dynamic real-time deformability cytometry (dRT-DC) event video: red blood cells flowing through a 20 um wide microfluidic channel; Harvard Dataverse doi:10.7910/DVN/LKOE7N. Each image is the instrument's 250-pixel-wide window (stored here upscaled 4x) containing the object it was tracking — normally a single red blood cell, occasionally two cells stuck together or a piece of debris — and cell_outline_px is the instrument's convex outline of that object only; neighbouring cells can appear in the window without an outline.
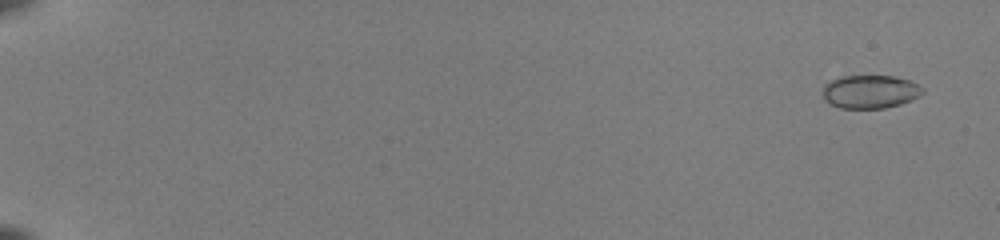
{"species": "common noctule bat (a hibernating species)", "species_latin": "Nyctalus noctula", "temperature_condition": "room temperature", "stored_images_in_passage": 54, "camera_frame_rate_fps": 3000, "um_per_image_px": 0.085, "animal": {"sex": "female", "body_mass_g": 22.0, "forearm_length_mm": 56.7}, "frame": {"image": 1, "passage_image": 3, "time_ms": 0.667, "image_size_px": [1000, 240], "cell_outline_px": [[924, 92], [920, 96], [912, 100], [900, 104], [884, 108], [840, 108], [832, 104], [824, 96], [824, 84], [840, 76], [896, 76], [908, 80], [924, 88]], "centroid_in_image_um": [74.01, 7.79], "position_along_channel_um": 11.0, "area_um2": 19.25}}
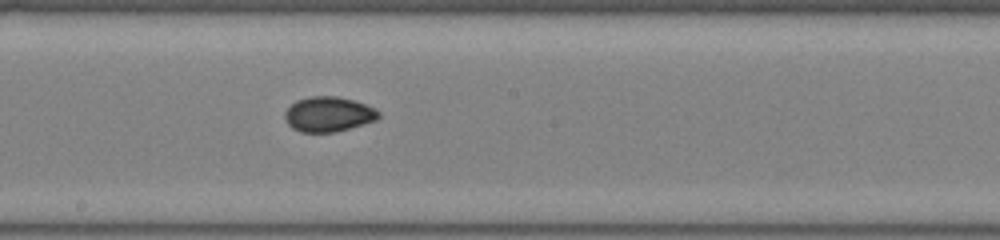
{"frame": {"image": 2, "passage_image": 33, "time_ms": 10.667, "image_size_px": [1000, 240], "cell_outline_px": [[380, 116], [376, 120], [348, 128], [332, 132], [300, 132], [292, 128], [288, 124], [284, 116], [284, 112], [296, 100], [312, 96], [336, 96], [352, 100], [376, 108], [380, 112]], "centroid_in_image_um": [27.9, 9.7], "position_along_channel_um": 220.3, "area_um2": 18.96}}
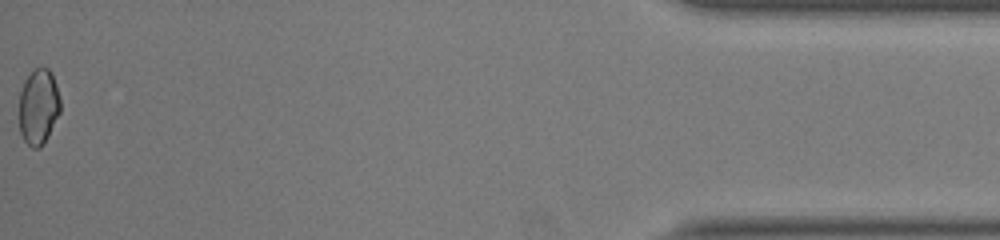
{"frame": {"image": 3, "passage_image": 54, "time_ms": 17.667, "image_size_px": [1000, 240], "cell_outline_px": [[60, 112], [48, 136], [40, 148], [32, 148], [24, 140], [20, 132], [20, 92], [24, 80], [36, 68], [48, 68], [56, 84], [60, 100]], "centroid_in_image_um": [3.27, 9.09], "position_along_channel_um": 431.9, "area_um2": 17.92}, "authors_computed_cell_mechanics": {"area_um2": 18.9006, "velocity_mm_per_s": 4.0391, "shape_relaxation_time_tau1_ms": 4.4357, "shape_relaxation_time_tau2_ms": 1.9061, "deformation_change_tau1": 0.0756, "deformation_change_tau2": 0.0478}}